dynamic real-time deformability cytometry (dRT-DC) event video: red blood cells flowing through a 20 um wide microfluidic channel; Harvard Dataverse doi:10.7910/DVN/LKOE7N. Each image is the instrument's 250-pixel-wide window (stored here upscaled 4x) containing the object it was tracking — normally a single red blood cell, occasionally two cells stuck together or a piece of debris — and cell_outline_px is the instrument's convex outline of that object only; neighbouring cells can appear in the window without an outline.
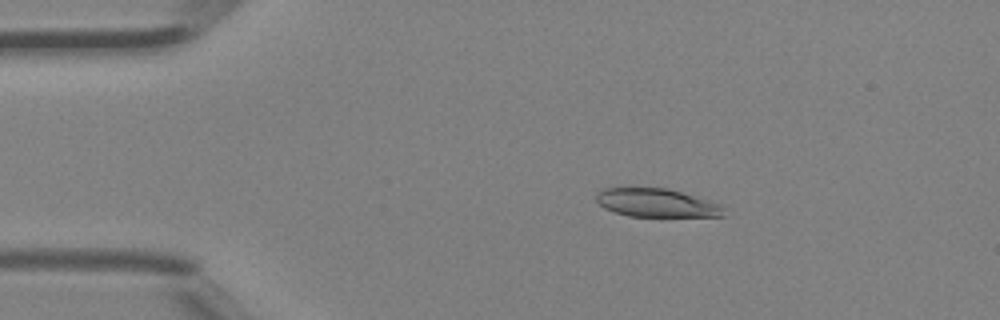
{"species": "Egyptian fruit bat (a non-hibernating species)", "species_latin": "Rousettus aegyptiacus", "temperature_condition": "room temperature", "stored_images_in_passage": 45, "camera_frame_rate_fps": 3000, "um_per_image_px": 0.085, "animal": {"sex": "female"}, "frame": {"image": 1, "passage_image": 8, "time_ms": 2.333, "image_size_px": [1000, 320], "cell_outline_px": [[724, 216], [628, 216], [604, 208], [596, 200], [596, 192], [604, 188], [668, 188], [724, 204]], "centroid_in_image_um": [55.84, 17.24], "position_along_channel_um": 29.2, "area_um2": 21.15}}
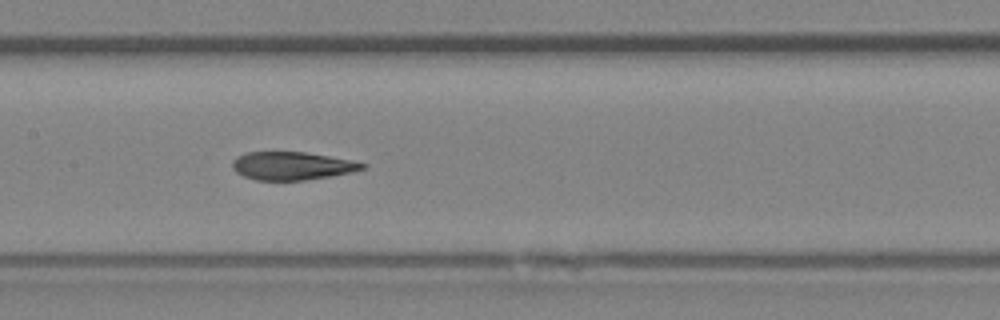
{"frame": {"image": 2, "passage_image": 22, "time_ms": 7.0, "image_size_px": [1000, 320], "cell_outline_px": [[364, 168], [352, 172], [304, 180], [256, 180], [244, 176], [236, 172], [232, 168], [232, 160], [236, 156], [248, 152], [304, 152], [328, 156], [348, 160], [364, 164]], "centroid_in_image_um": [24.73, 14.09], "position_along_channel_um": 182.7, "area_um2": 20.92}}
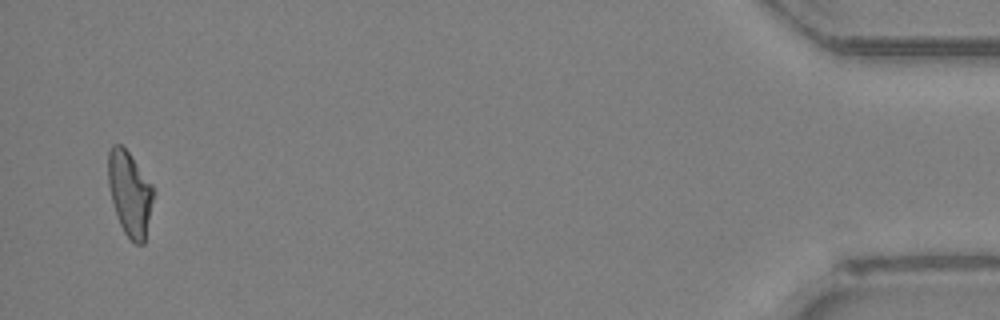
{"frame": {"image": 3, "passage_image": 44, "time_ms": 14.333, "image_size_px": [1000, 320], "cell_outline_px": [[156, 192], [144, 244], [136, 244], [124, 232], [120, 224], [112, 200], [108, 184], [108, 152], [112, 144], [120, 144], [128, 152], [156, 188]], "centroid_in_image_um": [11.07, 16.44], "position_along_channel_um": 424.1, "area_um2": 22.48}, "authors_computed_cell_mechanics": {"area_um2": 22.5998, "velocity_mm_per_s": 4.4815, "shape_relaxation_time_tau1_ms": null, "shape_relaxation_time_tau2_ms": 2.2469, "deformation_change_tau1": null, "deformation_change_tau2": 0.0858}}